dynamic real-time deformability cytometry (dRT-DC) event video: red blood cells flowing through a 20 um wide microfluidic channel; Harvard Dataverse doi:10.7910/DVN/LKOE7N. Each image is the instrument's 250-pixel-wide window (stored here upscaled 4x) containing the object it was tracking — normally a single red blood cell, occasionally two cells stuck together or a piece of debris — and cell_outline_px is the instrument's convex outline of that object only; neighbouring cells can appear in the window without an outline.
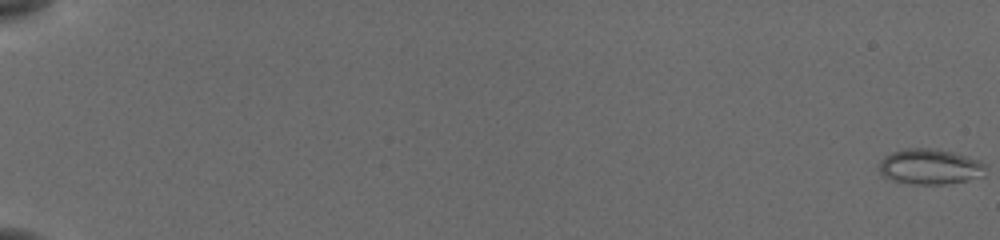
{"species": "common noctule bat (a hibernating species)", "species_latin": "Nyctalus noctula", "temperature_condition": "cold", "stored_images_in_passage": 54, "camera_frame_rate_fps": 3000, "um_per_image_px": 0.085, "animal": {"sex": "female", "body_mass_g": 19.5, "forearm_length_mm": 54.1}, "frame": {"image": 1, "passage_image": 1, "time_ms": 0.0, "image_size_px": [1000, 240], "cell_outline_px": [[984, 176], [964, 180], [940, 184], [920, 184], [896, 180], [884, 176], [880, 172], [880, 160], [884, 156], [892, 152], [904, 148], [928, 148], [952, 152], [976, 160], [984, 164]], "centroid_in_image_um": [79.01, 14.15], "position_along_channel_um": 6.0, "area_um2": 21.33}}
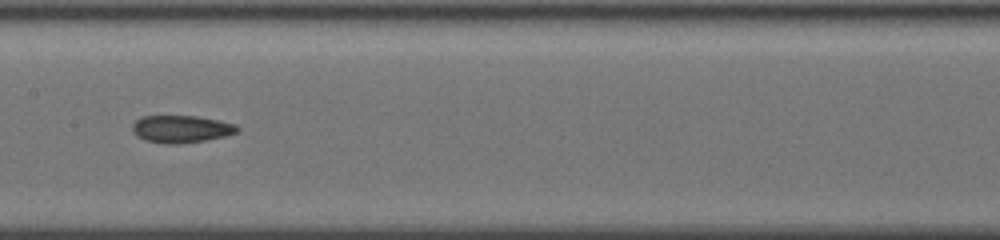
{"frame": {"image": 2, "passage_image": 32, "time_ms": 10.333, "image_size_px": [1000, 240], "cell_outline_px": [[240, 128], [236, 132], [224, 136], [204, 140], [180, 144], [164, 144], [144, 140], [132, 128], [132, 124], [140, 116], [196, 116], [236, 124]], "centroid_in_image_um": [15.39, 10.96], "position_along_channel_um": 192.0, "area_um2": 16.53}}
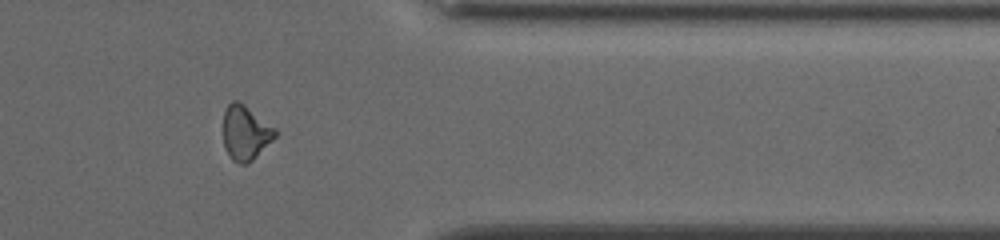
{"frame": {"image": 3, "passage_image": 48, "time_ms": 15.667, "image_size_px": [1000, 240], "cell_outline_px": [[276, 136], [248, 164], [240, 164], [232, 160], [224, 144], [224, 112], [228, 104], [232, 100], [236, 100], [244, 104], [276, 128]], "centroid_in_image_um": [20.87, 11.27], "position_along_channel_um": 390.5, "area_um2": 16.3}}